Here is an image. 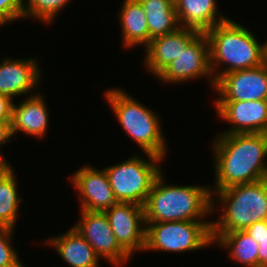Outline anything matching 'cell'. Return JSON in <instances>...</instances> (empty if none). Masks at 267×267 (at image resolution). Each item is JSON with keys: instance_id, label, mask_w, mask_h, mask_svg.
Returning <instances> with one entry per match:
<instances>
[{"instance_id": "obj_21", "label": "cell", "mask_w": 267, "mask_h": 267, "mask_svg": "<svg viewBox=\"0 0 267 267\" xmlns=\"http://www.w3.org/2000/svg\"><path fill=\"white\" fill-rule=\"evenodd\" d=\"M214 244L229 248L231 259L246 267H258L259 244L246 231L212 233Z\"/></svg>"}, {"instance_id": "obj_26", "label": "cell", "mask_w": 267, "mask_h": 267, "mask_svg": "<svg viewBox=\"0 0 267 267\" xmlns=\"http://www.w3.org/2000/svg\"><path fill=\"white\" fill-rule=\"evenodd\" d=\"M244 231L259 244L260 241L267 240V220L257 221L248 226Z\"/></svg>"}, {"instance_id": "obj_18", "label": "cell", "mask_w": 267, "mask_h": 267, "mask_svg": "<svg viewBox=\"0 0 267 267\" xmlns=\"http://www.w3.org/2000/svg\"><path fill=\"white\" fill-rule=\"evenodd\" d=\"M45 244L55 248L70 267H99L100 258L74 227L63 235L45 240Z\"/></svg>"}, {"instance_id": "obj_9", "label": "cell", "mask_w": 267, "mask_h": 267, "mask_svg": "<svg viewBox=\"0 0 267 267\" xmlns=\"http://www.w3.org/2000/svg\"><path fill=\"white\" fill-rule=\"evenodd\" d=\"M204 76L209 77L213 89L215 81L210 68L208 38L205 33H199L157 78L162 82L174 84Z\"/></svg>"}, {"instance_id": "obj_25", "label": "cell", "mask_w": 267, "mask_h": 267, "mask_svg": "<svg viewBox=\"0 0 267 267\" xmlns=\"http://www.w3.org/2000/svg\"><path fill=\"white\" fill-rule=\"evenodd\" d=\"M23 0H0V12L11 22L23 18Z\"/></svg>"}, {"instance_id": "obj_28", "label": "cell", "mask_w": 267, "mask_h": 267, "mask_svg": "<svg viewBox=\"0 0 267 267\" xmlns=\"http://www.w3.org/2000/svg\"><path fill=\"white\" fill-rule=\"evenodd\" d=\"M13 137L11 123L0 122V147ZM1 149V148H0Z\"/></svg>"}, {"instance_id": "obj_13", "label": "cell", "mask_w": 267, "mask_h": 267, "mask_svg": "<svg viewBox=\"0 0 267 267\" xmlns=\"http://www.w3.org/2000/svg\"><path fill=\"white\" fill-rule=\"evenodd\" d=\"M70 179L80 193V208L87 211L104 212L117 203L104 169L84 166Z\"/></svg>"}, {"instance_id": "obj_15", "label": "cell", "mask_w": 267, "mask_h": 267, "mask_svg": "<svg viewBox=\"0 0 267 267\" xmlns=\"http://www.w3.org/2000/svg\"><path fill=\"white\" fill-rule=\"evenodd\" d=\"M0 62V93L12 100L15 96L30 92L40 83L42 74L35 58L22 60L8 58Z\"/></svg>"}, {"instance_id": "obj_20", "label": "cell", "mask_w": 267, "mask_h": 267, "mask_svg": "<svg viewBox=\"0 0 267 267\" xmlns=\"http://www.w3.org/2000/svg\"><path fill=\"white\" fill-rule=\"evenodd\" d=\"M149 28V42L153 38L176 31L178 23L174 0H139Z\"/></svg>"}, {"instance_id": "obj_3", "label": "cell", "mask_w": 267, "mask_h": 267, "mask_svg": "<svg viewBox=\"0 0 267 267\" xmlns=\"http://www.w3.org/2000/svg\"><path fill=\"white\" fill-rule=\"evenodd\" d=\"M205 34L209 42L210 68L214 81L225 73L263 64L264 44H259L253 33L236 21L228 19ZM221 63H226L227 68L219 71L217 67Z\"/></svg>"}, {"instance_id": "obj_16", "label": "cell", "mask_w": 267, "mask_h": 267, "mask_svg": "<svg viewBox=\"0 0 267 267\" xmlns=\"http://www.w3.org/2000/svg\"><path fill=\"white\" fill-rule=\"evenodd\" d=\"M44 96L36 93L12 105V134L22 131L25 135L42 138L47 133L49 117ZM18 105V106H17Z\"/></svg>"}, {"instance_id": "obj_8", "label": "cell", "mask_w": 267, "mask_h": 267, "mask_svg": "<svg viewBox=\"0 0 267 267\" xmlns=\"http://www.w3.org/2000/svg\"><path fill=\"white\" fill-rule=\"evenodd\" d=\"M80 220L73 225L91 245L99 258L121 267L131 255L118 243L105 212L80 210Z\"/></svg>"}, {"instance_id": "obj_14", "label": "cell", "mask_w": 267, "mask_h": 267, "mask_svg": "<svg viewBox=\"0 0 267 267\" xmlns=\"http://www.w3.org/2000/svg\"><path fill=\"white\" fill-rule=\"evenodd\" d=\"M199 34L198 31L179 27L176 31L153 38L145 47L144 63L155 78L166 66L178 58L182 50Z\"/></svg>"}, {"instance_id": "obj_19", "label": "cell", "mask_w": 267, "mask_h": 267, "mask_svg": "<svg viewBox=\"0 0 267 267\" xmlns=\"http://www.w3.org/2000/svg\"><path fill=\"white\" fill-rule=\"evenodd\" d=\"M120 26L123 46L133 48L149 43V28L144 8L139 0H124L121 6Z\"/></svg>"}, {"instance_id": "obj_24", "label": "cell", "mask_w": 267, "mask_h": 267, "mask_svg": "<svg viewBox=\"0 0 267 267\" xmlns=\"http://www.w3.org/2000/svg\"><path fill=\"white\" fill-rule=\"evenodd\" d=\"M13 229L0 226V267H24L11 245Z\"/></svg>"}, {"instance_id": "obj_27", "label": "cell", "mask_w": 267, "mask_h": 267, "mask_svg": "<svg viewBox=\"0 0 267 267\" xmlns=\"http://www.w3.org/2000/svg\"><path fill=\"white\" fill-rule=\"evenodd\" d=\"M12 105L13 100L9 96L0 93V122H12Z\"/></svg>"}, {"instance_id": "obj_1", "label": "cell", "mask_w": 267, "mask_h": 267, "mask_svg": "<svg viewBox=\"0 0 267 267\" xmlns=\"http://www.w3.org/2000/svg\"><path fill=\"white\" fill-rule=\"evenodd\" d=\"M214 141V191L267 179V134H220Z\"/></svg>"}, {"instance_id": "obj_32", "label": "cell", "mask_w": 267, "mask_h": 267, "mask_svg": "<svg viewBox=\"0 0 267 267\" xmlns=\"http://www.w3.org/2000/svg\"><path fill=\"white\" fill-rule=\"evenodd\" d=\"M264 44L263 64L267 67V41Z\"/></svg>"}, {"instance_id": "obj_5", "label": "cell", "mask_w": 267, "mask_h": 267, "mask_svg": "<svg viewBox=\"0 0 267 267\" xmlns=\"http://www.w3.org/2000/svg\"><path fill=\"white\" fill-rule=\"evenodd\" d=\"M105 97L122 129L142 151L164 159L167 148L158 115L124 90L109 89Z\"/></svg>"}, {"instance_id": "obj_7", "label": "cell", "mask_w": 267, "mask_h": 267, "mask_svg": "<svg viewBox=\"0 0 267 267\" xmlns=\"http://www.w3.org/2000/svg\"><path fill=\"white\" fill-rule=\"evenodd\" d=\"M144 251L185 252L213 244L212 221L145 222Z\"/></svg>"}, {"instance_id": "obj_22", "label": "cell", "mask_w": 267, "mask_h": 267, "mask_svg": "<svg viewBox=\"0 0 267 267\" xmlns=\"http://www.w3.org/2000/svg\"><path fill=\"white\" fill-rule=\"evenodd\" d=\"M12 169L0 178V226L14 229L16 225L19 205L23 198L17 194V181Z\"/></svg>"}, {"instance_id": "obj_4", "label": "cell", "mask_w": 267, "mask_h": 267, "mask_svg": "<svg viewBox=\"0 0 267 267\" xmlns=\"http://www.w3.org/2000/svg\"><path fill=\"white\" fill-rule=\"evenodd\" d=\"M211 194L212 211L216 208L214 197L217 196L223 212L219 219L212 221V233L245 230L257 221L267 220V179L235 185Z\"/></svg>"}, {"instance_id": "obj_6", "label": "cell", "mask_w": 267, "mask_h": 267, "mask_svg": "<svg viewBox=\"0 0 267 267\" xmlns=\"http://www.w3.org/2000/svg\"><path fill=\"white\" fill-rule=\"evenodd\" d=\"M147 160L132 156L124 162L103 168L117 202H131L144 206L148 194L162 172L158 163L163 159L146 153Z\"/></svg>"}, {"instance_id": "obj_11", "label": "cell", "mask_w": 267, "mask_h": 267, "mask_svg": "<svg viewBox=\"0 0 267 267\" xmlns=\"http://www.w3.org/2000/svg\"><path fill=\"white\" fill-rule=\"evenodd\" d=\"M214 89L219 94L215 101H267V67L262 64L225 73L215 81Z\"/></svg>"}, {"instance_id": "obj_10", "label": "cell", "mask_w": 267, "mask_h": 267, "mask_svg": "<svg viewBox=\"0 0 267 267\" xmlns=\"http://www.w3.org/2000/svg\"><path fill=\"white\" fill-rule=\"evenodd\" d=\"M118 243L132 256L144 251L146 223L144 207L131 202H117L104 211Z\"/></svg>"}, {"instance_id": "obj_17", "label": "cell", "mask_w": 267, "mask_h": 267, "mask_svg": "<svg viewBox=\"0 0 267 267\" xmlns=\"http://www.w3.org/2000/svg\"><path fill=\"white\" fill-rule=\"evenodd\" d=\"M178 23L188 28L206 33L215 25L229 18L217 14L216 0H174ZM219 17H218V16Z\"/></svg>"}, {"instance_id": "obj_2", "label": "cell", "mask_w": 267, "mask_h": 267, "mask_svg": "<svg viewBox=\"0 0 267 267\" xmlns=\"http://www.w3.org/2000/svg\"><path fill=\"white\" fill-rule=\"evenodd\" d=\"M162 173L143 206L145 222L204 221L212 215V187L165 185Z\"/></svg>"}, {"instance_id": "obj_23", "label": "cell", "mask_w": 267, "mask_h": 267, "mask_svg": "<svg viewBox=\"0 0 267 267\" xmlns=\"http://www.w3.org/2000/svg\"><path fill=\"white\" fill-rule=\"evenodd\" d=\"M23 18H36L44 23H49L55 19L60 10L69 3L70 0H23Z\"/></svg>"}, {"instance_id": "obj_31", "label": "cell", "mask_w": 267, "mask_h": 267, "mask_svg": "<svg viewBox=\"0 0 267 267\" xmlns=\"http://www.w3.org/2000/svg\"><path fill=\"white\" fill-rule=\"evenodd\" d=\"M7 23H11V21L2 12H0V26Z\"/></svg>"}, {"instance_id": "obj_30", "label": "cell", "mask_w": 267, "mask_h": 267, "mask_svg": "<svg viewBox=\"0 0 267 267\" xmlns=\"http://www.w3.org/2000/svg\"><path fill=\"white\" fill-rule=\"evenodd\" d=\"M6 161L7 160H5L0 153V178L4 177L13 169V167L10 166V163H7Z\"/></svg>"}, {"instance_id": "obj_29", "label": "cell", "mask_w": 267, "mask_h": 267, "mask_svg": "<svg viewBox=\"0 0 267 267\" xmlns=\"http://www.w3.org/2000/svg\"><path fill=\"white\" fill-rule=\"evenodd\" d=\"M258 248V267H267V240L260 241Z\"/></svg>"}, {"instance_id": "obj_12", "label": "cell", "mask_w": 267, "mask_h": 267, "mask_svg": "<svg viewBox=\"0 0 267 267\" xmlns=\"http://www.w3.org/2000/svg\"><path fill=\"white\" fill-rule=\"evenodd\" d=\"M217 116L233 125L222 134H267V101H214Z\"/></svg>"}]
</instances>
